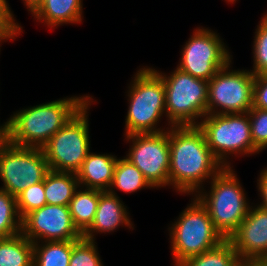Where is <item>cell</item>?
Wrapping results in <instances>:
<instances>
[{
	"label": "cell",
	"instance_id": "28",
	"mask_svg": "<svg viewBox=\"0 0 267 266\" xmlns=\"http://www.w3.org/2000/svg\"><path fill=\"white\" fill-rule=\"evenodd\" d=\"M248 115L254 147L262 152L267 148V110L252 108Z\"/></svg>",
	"mask_w": 267,
	"mask_h": 266
},
{
	"label": "cell",
	"instance_id": "19",
	"mask_svg": "<svg viewBox=\"0 0 267 266\" xmlns=\"http://www.w3.org/2000/svg\"><path fill=\"white\" fill-rule=\"evenodd\" d=\"M99 202V190L79 186L68 208L77 230L83 234L92 224Z\"/></svg>",
	"mask_w": 267,
	"mask_h": 266
},
{
	"label": "cell",
	"instance_id": "4",
	"mask_svg": "<svg viewBox=\"0 0 267 266\" xmlns=\"http://www.w3.org/2000/svg\"><path fill=\"white\" fill-rule=\"evenodd\" d=\"M128 86L125 136L165 131L157 125L165 110V87L161 76L151 67L137 70Z\"/></svg>",
	"mask_w": 267,
	"mask_h": 266
},
{
	"label": "cell",
	"instance_id": "7",
	"mask_svg": "<svg viewBox=\"0 0 267 266\" xmlns=\"http://www.w3.org/2000/svg\"><path fill=\"white\" fill-rule=\"evenodd\" d=\"M198 127L206 143L223 167H231L230 156L259 154L254 147L248 112L233 114H207ZM230 155V156H229Z\"/></svg>",
	"mask_w": 267,
	"mask_h": 266
},
{
	"label": "cell",
	"instance_id": "11",
	"mask_svg": "<svg viewBox=\"0 0 267 266\" xmlns=\"http://www.w3.org/2000/svg\"><path fill=\"white\" fill-rule=\"evenodd\" d=\"M185 43L177 68L193 77L209 81L233 59L226 43L208 28L197 27Z\"/></svg>",
	"mask_w": 267,
	"mask_h": 266
},
{
	"label": "cell",
	"instance_id": "1",
	"mask_svg": "<svg viewBox=\"0 0 267 266\" xmlns=\"http://www.w3.org/2000/svg\"><path fill=\"white\" fill-rule=\"evenodd\" d=\"M169 147V186L183 195L195 196L224 168L198 126H171Z\"/></svg>",
	"mask_w": 267,
	"mask_h": 266
},
{
	"label": "cell",
	"instance_id": "18",
	"mask_svg": "<svg viewBox=\"0 0 267 266\" xmlns=\"http://www.w3.org/2000/svg\"><path fill=\"white\" fill-rule=\"evenodd\" d=\"M47 204L68 206L79 182L76 173L49 170L44 178Z\"/></svg>",
	"mask_w": 267,
	"mask_h": 266
},
{
	"label": "cell",
	"instance_id": "38",
	"mask_svg": "<svg viewBox=\"0 0 267 266\" xmlns=\"http://www.w3.org/2000/svg\"><path fill=\"white\" fill-rule=\"evenodd\" d=\"M262 17L267 21V12Z\"/></svg>",
	"mask_w": 267,
	"mask_h": 266
},
{
	"label": "cell",
	"instance_id": "35",
	"mask_svg": "<svg viewBox=\"0 0 267 266\" xmlns=\"http://www.w3.org/2000/svg\"><path fill=\"white\" fill-rule=\"evenodd\" d=\"M253 266H267V258L254 259Z\"/></svg>",
	"mask_w": 267,
	"mask_h": 266
},
{
	"label": "cell",
	"instance_id": "29",
	"mask_svg": "<svg viewBox=\"0 0 267 266\" xmlns=\"http://www.w3.org/2000/svg\"><path fill=\"white\" fill-rule=\"evenodd\" d=\"M21 25L15 21L11 8H0V47L1 42L15 40L22 31Z\"/></svg>",
	"mask_w": 267,
	"mask_h": 266
},
{
	"label": "cell",
	"instance_id": "37",
	"mask_svg": "<svg viewBox=\"0 0 267 266\" xmlns=\"http://www.w3.org/2000/svg\"><path fill=\"white\" fill-rule=\"evenodd\" d=\"M225 1H227V2H230V3H233V4H234V2H236L237 0H225Z\"/></svg>",
	"mask_w": 267,
	"mask_h": 266
},
{
	"label": "cell",
	"instance_id": "22",
	"mask_svg": "<svg viewBox=\"0 0 267 266\" xmlns=\"http://www.w3.org/2000/svg\"><path fill=\"white\" fill-rule=\"evenodd\" d=\"M73 241L33 243V266H69Z\"/></svg>",
	"mask_w": 267,
	"mask_h": 266
},
{
	"label": "cell",
	"instance_id": "33",
	"mask_svg": "<svg viewBox=\"0 0 267 266\" xmlns=\"http://www.w3.org/2000/svg\"><path fill=\"white\" fill-rule=\"evenodd\" d=\"M24 2V5L30 11L32 14L38 7L39 5L43 2V0H22Z\"/></svg>",
	"mask_w": 267,
	"mask_h": 266
},
{
	"label": "cell",
	"instance_id": "30",
	"mask_svg": "<svg viewBox=\"0 0 267 266\" xmlns=\"http://www.w3.org/2000/svg\"><path fill=\"white\" fill-rule=\"evenodd\" d=\"M252 108L267 110V73L255 76Z\"/></svg>",
	"mask_w": 267,
	"mask_h": 266
},
{
	"label": "cell",
	"instance_id": "32",
	"mask_svg": "<svg viewBox=\"0 0 267 266\" xmlns=\"http://www.w3.org/2000/svg\"><path fill=\"white\" fill-rule=\"evenodd\" d=\"M9 142L8 120L0 125V150Z\"/></svg>",
	"mask_w": 267,
	"mask_h": 266
},
{
	"label": "cell",
	"instance_id": "9",
	"mask_svg": "<svg viewBox=\"0 0 267 266\" xmlns=\"http://www.w3.org/2000/svg\"><path fill=\"white\" fill-rule=\"evenodd\" d=\"M231 64L208 81L207 114L246 113L252 109L255 75L247 69L231 70Z\"/></svg>",
	"mask_w": 267,
	"mask_h": 266
},
{
	"label": "cell",
	"instance_id": "8",
	"mask_svg": "<svg viewBox=\"0 0 267 266\" xmlns=\"http://www.w3.org/2000/svg\"><path fill=\"white\" fill-rule=\"evenodd\" d=\"M94 99L87 102L42 147L49 170L77 173L90 152L88 110Z\"/></svg>",
	"mask_w": 267,
	"mask_h": 266
},
{
	"label": "cell",
	"instance_id": "15",
	"mask_svg": "<svg viewBox=\"0 0 267 266\" xmlns=\"http://www.w3.org/2000/svg\"><path fill=\"white\" fill-rule=\"evenodd\" d=\"M127 206L118 195L99 190V202L91 226L82 234L83 238L95 241L96 233L114 232L120 226L134 230Z\"/></svg>",
	"mask_w": 267,
	"mask_h": 266
},
{
	"label": "cell",
	"instance_id": "13",
	"mask_svg": "<svg viewBox=\"0 0 267 266\" xmlns=\"http://www.w3.org/2000/svg\"><path fill=\"white\" fill-rule=\"evenodd\" d=\"M21 233L33 243L73 241L83 237L74 226L68 206L49 204L22 219Z\"/></svg>",
	"mask_w": 267,
	"mask_h": 266
},
{
	"label": "cell",
	"instance_id": "16",
	"mask_svg": "<svg viewBox=\"0 0 267 266\" xmlns=\"http://www.w3.org/2000/svg\"><path fill=\"white\" fill-rule=\"evenodd\" d=\"M118 157L112 154L89 152L82 167L76 173L79 186L84 188L108 191Z\"/></svg>",
	"mask_w": 267,
	"mask_h": 266
},
{
	"label": "cell",
	"instance_id": "27",
	"mask_svg": "<svg viewBox=\"0 0 267 266\" xmlns=\"http://www.w3.org/2000/svg\"><path fill=\"white\" fill-rule=\"evenodd\" d=\"M17 210L21 219L28 213L47 204L44 192V181L28 186L17 197Z\"/></svg>",
	"mask_w": 267,
	"mask_h": 266
},
{
	"label": "cell",
	"instance_id": "26",
	"mask_svg": "<svg viewBox=\"0 0 267 266\" xmlns=\"http://www.w3.org/2000/svg\"><path fill=\"white\" fill-rule=\"evenodd\" d=\"M253 41V68L255 76L267 73V21L262 17L255 29Z\"/></svg>",
	"mask_w": 267,
	"mask_h": 266
},
{
	"label": "cell",
	"instance_id": "10",
	"mask_svg": "<svg viewBox=\"0 0 267 266\" xmlns=\"http://www.w3.org/2000/svg\"><path fill=\"white\" fill-rule=\"evenodd\" d=\"M49 171L42 148L17 146L8 142L0 150V189L17 197L28 186L42 182Z\"/></svg>",
	"mask_w": 267,
	"mask_h": 266
},
{
	"label": "cell",
	"instance_id": "25",
	"mask_svg": "<svg viewBox=\"0 0 267 266\" xmlns=\"http://www.w3.org/2000/svg\"><path fill=\"white\" fill-rule=\"evenodd\" d=\"M94 240H73L69 266H104Z\"/></svg>",
	"mask_w": 267,
	"mask_h": 266
},
{
	"label": "cell",
	"instance_id": "31",
	"mask_svg": "<svg viewBox=\"0 0 267 266\" xmlns=\"http://www.w3.org/2000/svg\"><path fill=\"white\" fill-rule=\"evenodd\" d=\"M257 188L262 201L258 205L267 209V167L261 170L257 179Z\"/></svg>",
	"mask_w": 267,
	"mask_h": 266
},
{
	"label": "cell",
	"instance_id": "21",
	"mask_svg": "<svg viewBox=\"0 0 267 266\" xmlns=\"http://www.w3.org/2000/svg\"><path fill=\"white\" fill-rule=\"evenodd\" d=\"M145 188L153 187L144 178L142 172L125 157L118 158L108 192L117 195V189L125 193H134Z\"/></svg>",
	"mask_w": 267,
	"mask_h": 266
},
{
	"label": "cell",
	"instance_id": "5",
	"mask_svg": "<svg viewBox=\"0 0 267 266\" xmlns=\"http://www.w3.org/2000/svg\"><path fill=\"white\" fill-rule=\"evenodd\" d=\"M177 221L168 228L174 266L211 250L226 239L216 229L207 209L193 196Z\"/></svg>",
	"mask_w": 267,
	"mask_h": 266
},
{
	"label": "cell",
	"instance_id": "34",
	"mask_svg": "<svg viewBox=\"0 0 267 266\" xmlns=\"http://www.w3.org/2000/svg\"><path fill=\"white\" fill-rule=\"evenodd\" d=\"M233 266H253V260L238 259Z\"/></svg>",
	"mask_w": 267,
	"mask_h": 266
},
{
	"label": "cell",
	"instance_id": "20",
	"mask_svg": "<svg viewBox=\"0 0 267 266\" xmlns=\"http://www.w3.org/2000/svg\"><path fill=\"white\" fill-rule=\"evenodd\" d=\"M0 266H33V242L22 233L0 239Z\"/></svg>",
	"mask_w": 267,
	"mask_h": 266
},
{
	"label": "cell",
	"instance_id": "17",
	"mask_svg": "<svg viewBox=\"0 0 267 266\" xmlns=\"http://www.w3.org/2000/svg\"><path fill=\"white\" fill-rule=\"evenodd\" d=\"M82 2L83 0H43L32 16L50 29L63 24H80L83 18Z\"/></svg>",
	"mask_w": 267,
	"mask_h": 266
},
{
	"label": "cell",
	"instance_id": "6",
	"mask_svg": "<svg viewBox=\"0 0 267 266\" xmlns=\"http://www.w3.org/2000/svg\"><path fill=\"white\" fill-rule=\"evenodd\" d=\"M155 71L164 82L168 126H198L207 115L208 81L177 67L169 75Z\"/></svg>",
	"mask_w": 267,
	"mask_h": 266
},
{
	"label": "cell",
	"instance_id": "3",
	"mask_svg": "<svg viewBox=\"0 0 267 266\" xmlns=\"http://www.w3.org/2000/svg\"><path fill=\"white\" fill-rule=\"evenodd\" d=\"M211 181V182H210ZM195 197L207 209L216 229L229 239L248 214L250 202L232 167H224Z\"/></svg>",
	"mask_w": 267,
	"mask_h": 266
},
{
	"label": "cell",
	"instance_id": "14",
	"mask_svg": "<svg viewBox=\"0 0 267 266\" xmlns=\"http://www.w3.org/2000/svg\"><path fill=\"white\" fill-rule=\"evenodd\" d=\"M229 240L239 259L267 258V209L251 205L244 221Z\"/></svg>",
	"mask_w": 267,
	"mask_h": 266
},
{
	"label": "cell",
	"instance_id": "36",
	"mask_svg": "<svg viewBox=\"0 0 267 266\" xmlns=\"http://www.w3.org/2000/svg\"><path fill=\"white\" fill-rule=\"evenodd\" d=\"M9 3L6 0H0V8H10Z\"/></svg>",
	"mask_w": 267,
	"mask_h": 266
},
{
	"label": "cell",
	"instance_id": "2",
	"mask_svg": "<svg viewBox=\"0 0 267 266\" xmlns=\"http://www.w3.org/2000/svg\"><path fill=\"white\" fill-rule=\"evenodd\" d=\"M92 96H72L23 108L8 119L9 142L42 148Z\"/></svg>",
	"mask_w": 267,
	"mask_h": 266
},
{
	"label": "cell",
	"instance_id": "12",
	"mask_svg": "<svg viewBox=\"0 0 267 266\" xmlns=\"http://www.w3.org/2000/svg\"><path fill=\"white\" fill-rule=\"evenodd\" d=\"M169 128L159 133L126 135L131 142L125 158L135 165L153 188L169 186Z\"/></svg>",
	"mask_w": 267,
	"mask_h": 266
},
{
	"label": "cell",
	"instance_id": "24",
	"mask_svg": "<svg viewBox=\"0 0 267 266\" xmlns=\"http://www.w3.org/2000/svg\"><path fill=\"white\" fill-rule=\"evenodd\" d=\"M22 219L17 210L16 198L0 189V239L21 233Z\"/></svg>",
	"mask_w": 267,
	"mask_h": 266
},
{
	"label": "cell",
	"instance_id": "23",
	"mask_svg": "<svg viewBox=\"0 0 267 266\" xmlns=\"http://www.w3.org/2000/svg\"><path fill=\"white\" fill-rule=\"evenodd\" d=\"M238 259L233 244L226 239L215 248L192 256L178 266H233Z\"/></svg>",
	"mask_w": 267,
	"mask_h": 266
}]
</instances>
